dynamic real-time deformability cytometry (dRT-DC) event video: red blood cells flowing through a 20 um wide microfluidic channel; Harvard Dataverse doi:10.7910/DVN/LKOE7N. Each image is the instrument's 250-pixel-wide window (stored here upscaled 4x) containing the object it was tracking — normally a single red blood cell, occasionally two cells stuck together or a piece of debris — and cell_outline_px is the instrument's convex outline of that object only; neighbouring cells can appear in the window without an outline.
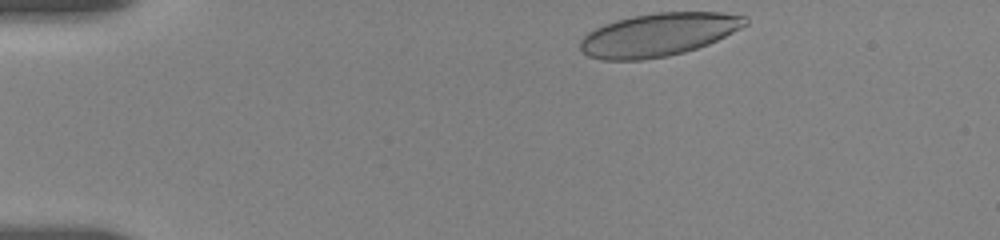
{"species": "human", "species_latin": "Homo sapiens", "temperature_condition": "room temperature", "stored_images_in_passage": 63, "camera_frame_rate_fps": 3000, "um_per_image_px": 0.085, "donor": {"sex": "female"}, "frame": {"image": 1, "passage_image": 1, "time_ms": 0.0, "image_size_px": [1000, 240], "cell_outline_px": [[748, 24], [708, 44], [684, 52], [668, 56], [640, 60], [604, 60], [588, 56], [580, 48], [580, 40], [588, 32], [604, 24], [616, 20], [632, 16], [656, 12], [720, 12], [748, 16]], "centroid_in_image_um": [55.97, 2.94], "position_along_channel_um": 29.0, "area_um2": 41.33}}
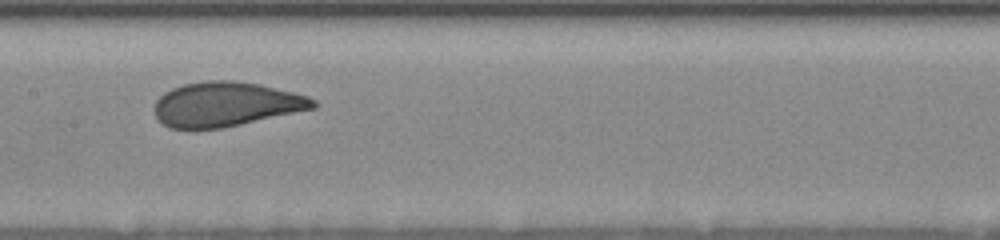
{"frame": {"image": 2, "passage_image": 32, "time_ms": 6.333, "image_size_px": [1000, 240], "cell_outline_px": [[320, 104], [316, 108], [240, 124], [220, 128], [168, 128], [156, 116], [152, 108], [156, 100], [164, 92], [172, 88], [184, 84], [208, 80], [236, 80], [260, 84], [308, 96], [316, 100]], "centroid_in_image_um": [19.21, 8.85], "position_along_channel_um": 188.2, "area_um2": 41.21}}
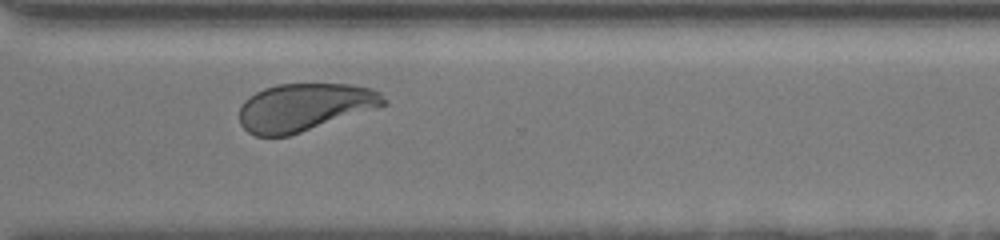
{"frame": {"image": 3, "passage_image": 62, "time_ms": 10.667, "image_size_px": [1000, 240], "cell_outline_px": [[388, 104], [376, 108], [288, 136], [256, 136], [248, 132], [240, 124], [240, 108], [244, 100], [256, 92], [264, 88], [276, 84], [352, 84], [372, 88], [380, 92], [388, 100]], "centroid_in_image_um": [25.89, 9.1], "position_along_channel_um": 344.7, "area_um2": 40.06}}